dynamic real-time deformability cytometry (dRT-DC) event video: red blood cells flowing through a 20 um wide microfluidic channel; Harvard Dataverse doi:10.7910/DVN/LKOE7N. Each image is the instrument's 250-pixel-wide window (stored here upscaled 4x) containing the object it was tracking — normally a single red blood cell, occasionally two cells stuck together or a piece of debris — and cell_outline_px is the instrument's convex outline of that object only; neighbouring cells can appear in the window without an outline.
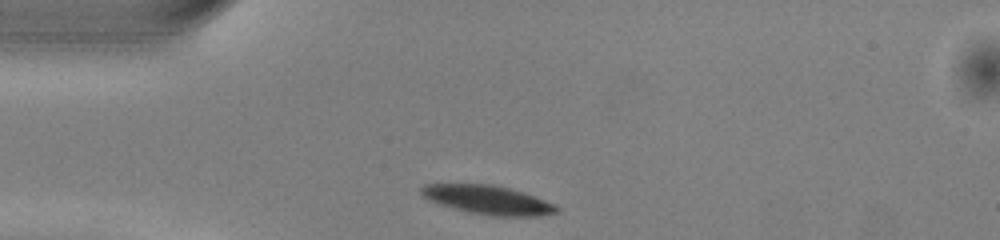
{"species": "common noctule bat (a hibernating species)", "species_latin": "Nyctalus noctula", "temperature_condition": "warm", "stored_images_in_passage": 39, "camera_frame_rate_fps": 3000, "um_per_image_px": 0.085, "animal": {"sex": "male", "body_mass_g": 13.0, "forearm_length_mm": 53.1}, "frame": {"image": 1, "passage_image": 1, "time_ms": 0.0, "image_size_px": [1000, 240], "cell_outline_px": [[560, 212], [540, 216], [488, 216], [468, 212], [440, 204], [424, 196], [420, 192], [420, 188], [424, 184], [492, 184], [524, 192], [556, 204], [560, 208]], "centroid_in_image_um": [41.54, 17.0], "position_along_channel_um": 43.5, "area_um2": 22.83}}
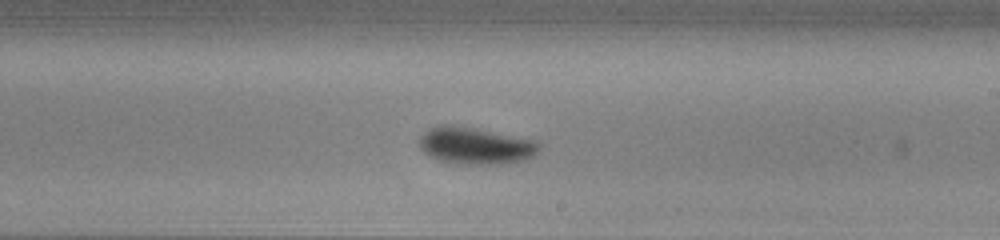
{"frame": {"image": 2, "passage_image": 18, "time_ms": 5.667, "image_size_px": [1000, 240], "cell_outline_px": [[544, 144], [536, 156], [524, 160], [500, 164], [460, 164], [440, 160], [424, 152], [420, 148], [420, 136], [428, 128], [440, 124], [452, 124], [536, 140]], "centroid_in_image_um": [40.47, 12.38], "position_along_channel_um": 248.5, "area_um2": 26.01}}
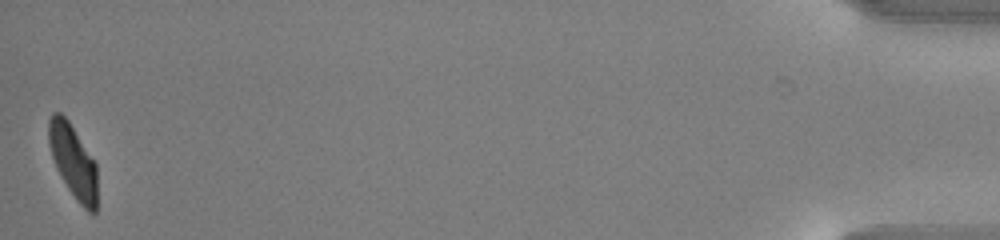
{"frame": {"image": 3, "passage_image": 39, "time_ms": 12.667, "image_size_px": [1000, 240], "cell_outline_px": [[96, 212], [88, 212], [76, 200], [68, 188], [56, 168], [48, 144], [48, 120], [52, 112], [60, 112], [68, 120], [96, 164]], "centroid_in_image_um": [6.19, 13.69], "position_along_channel_um": 429.0, "area_um2": 20.52}, "authors_computed_cell_mechanics": {"area_um2": 23.9292, "velocity_mm_per_s": 4.0061, "shape_relaxation_time_tau1_ms": 2.4293, "shape_relaxation_time_tau2_ms": 2.327, "deformation_change_tau1": 0.1381, "deformation_change_tau2": 0.0615}}